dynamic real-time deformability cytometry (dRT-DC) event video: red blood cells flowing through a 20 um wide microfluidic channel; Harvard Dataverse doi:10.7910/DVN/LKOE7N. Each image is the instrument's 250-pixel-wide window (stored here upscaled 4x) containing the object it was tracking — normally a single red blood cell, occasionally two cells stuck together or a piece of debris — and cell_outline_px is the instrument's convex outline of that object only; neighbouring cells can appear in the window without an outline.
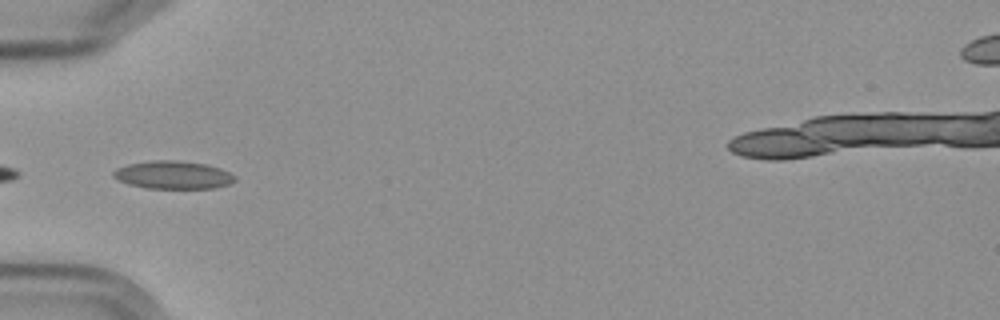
{"species": "Egyptian fruit bat (a non-hibernating species)", "species_latin": "Rousettus aegyptiacus", "temperature_condition": "cold", "stored_images_in_passage": 10, "camera_frame_rate_fps": 3000, "um_per_image_px": 0.085, "frame": {"image": 1, "passage_image": 4, "time_ms": 3.667, "image_size_px": [1000, 320], "cell_outline_px": [[236, 180], [228, 184], [212, 188], [148, 188], [128, 184], [112, 176], [112, 172], [116, 168], [128, 164], [156, 160], [176, 160], [204, 164], [220, 168], [236, 176]], "centroid_in_image_um": [14.7, 14.87], "position_along_channel_um": 70.3, "area_um2": 19.59}}
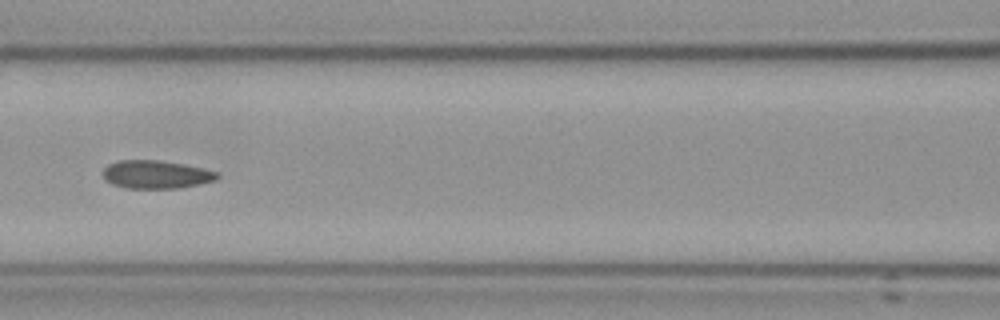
{"frame": {"image": 2, "passage_image": 6, "time_ms": 6.0, "image_size_px": [1000, 320], "cell_outline_px": [[220, 176], [216, 180], [200, 184], [180, 188], [124, 188], [112, 184], [104, 180], [104, 168], [108, 164], [120, 160], [156, 160], [184, 164], [216, 172]], "centroid_in_image_um": [13.24, 14.84], "position_along_channel_um": 153.4, "area_um2": 18.67}}
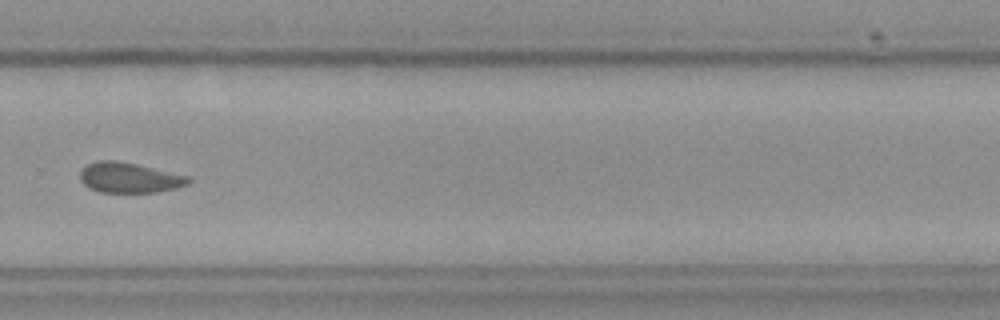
{"frame": {"image": 3, "passage_image": 10, "time_ms": 10.667, "image_size_px": [1000, 320], "cell_outline_px": [[192, 180], [188, 184], [176, 188], [156, 192], [100, 192], [88, 188], [80, 180], [80, 172], [88, 164], [100, 160], [116, 160], [136, 164], [188, 176]], "centroid_in_image_um": [10.98, 15.11], "position_along_channel_um": 318.8, "area_um2": 18.96}}